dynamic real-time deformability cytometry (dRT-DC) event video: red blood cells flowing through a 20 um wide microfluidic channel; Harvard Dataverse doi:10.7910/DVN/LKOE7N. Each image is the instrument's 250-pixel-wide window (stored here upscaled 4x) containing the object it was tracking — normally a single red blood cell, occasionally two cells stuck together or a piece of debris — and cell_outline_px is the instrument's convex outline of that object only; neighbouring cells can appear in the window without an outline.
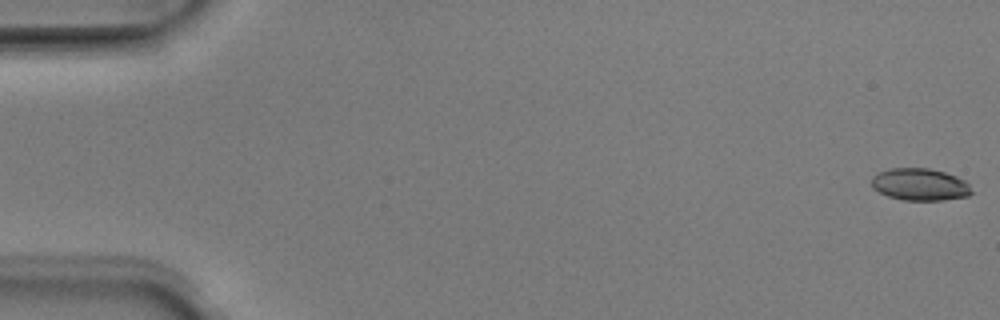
{"species": "Egyptian fruit bat (a non-hibernating species)", "species_latin": "Rousettus aegyptiacus", "temperature_condition": "room temperature", "stored_images_in_passage": 51, "camera_frame_rate_fps": 3000, "um_per_image_px": 0.085, "animal": {"sex": "male"}, "frame": {"image": 1, "passage_image": 1, "time_ms": 0.0, "image_size_px": [1000, 320], "cell_outline_px": [[972, 192], [968, 196], [944, 200], [900, 200], [888, 196], [872, 188], [872, 176], [888, 168], [928, 168], [944, 172], [956, 176], [964, 180], [968, 184]], "centroid_in_image_um": [78.18, 15.68], "position_along_channel_um": 6.8, "area_um2": 18.73}}
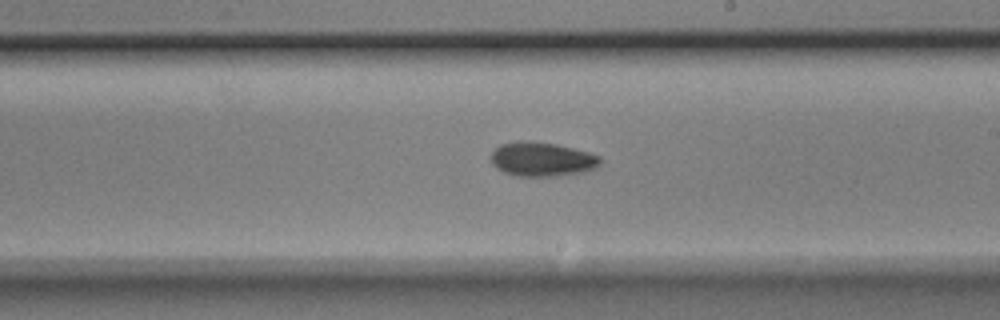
{"frame": {"image": 2, "passage_image": 30, "time_ms": 9.667, "image_size_px": [1000, 320], "cell_outline_px": [[600, 164], [596, 168], [584, 172], [556, 176], [520, 176], [504, 172], [496, 168], [492, 164], [492, 152], [500, 144], [516, 140], [528, 140], [556, 144], [588, 152], [600, 156]], "centroid_in_image_um": [46.06, 13.53], "position_along_channel_um": 242.9, "area_um2": 21.85}}
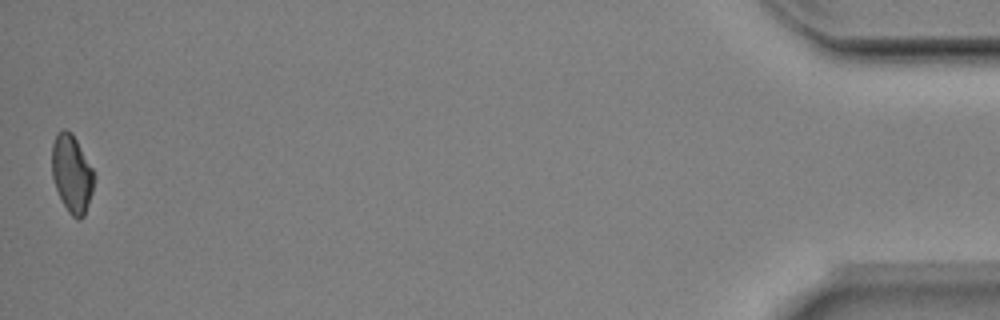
{"frame": {"image": 3, "passage_image": 51, "time_ms": 16.667, "image_size_px": [1000, 320], "cell_outline_px": [[96, 176], [92, 192], [84, 216], [80, 220], [76, 220], [68, 212], [56, 188], [52, 176], [52, 144], [56, 132], [64, 128], [68, 128], [72, 132], [92, 168]], "centroid_in_image_um": [6.11, 14.74], "position_along_channel_um": 429.1, "area_um2": 19.25}, "authors_computed_cell_mechanics": {"area_um2": 20.0566, "velocity_mm_per_s": 3.9951, "shape_relaxation_time_tau1_ms": 2.6881, "shape_relaxation_time_tau2_ms": null, "deformation_change_tau1": 0.1204, "deformation_change_tau2": null}}